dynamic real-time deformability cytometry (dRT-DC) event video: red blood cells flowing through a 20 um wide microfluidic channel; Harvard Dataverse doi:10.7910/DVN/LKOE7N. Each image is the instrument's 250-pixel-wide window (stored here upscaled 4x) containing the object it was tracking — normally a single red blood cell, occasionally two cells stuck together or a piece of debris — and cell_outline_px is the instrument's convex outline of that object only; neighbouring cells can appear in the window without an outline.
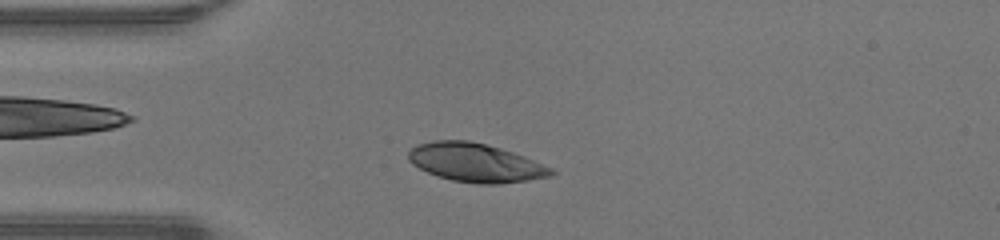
{"species": "human", "species_latin": "Homo sapiens", "temperature_condition": "warm", "stored_images_in_passage": 37, "camera_frame_rate_fps": 3000, "um_per_image_px": 0.085, "donor": {"sex": "male"}, "frame": {"image": 1, "passage_image": 6, "time_ms": 1.667, "image_size_px": [1000, 240], "cell_outline_px": [[556, 172], [552, 176], [528, 180], [500, 184], [476, 184], [452, 180], [436, 176], [412, 164], [408, 160], [408, 152], [416, 144], [432, 140], [468, 140], [500, 148], [524, 156], [552, 168]], "centroid_in_image_um": [40.4, 13.83], "position_along_channel_um": 44.6, "area_um2": 32.19}}
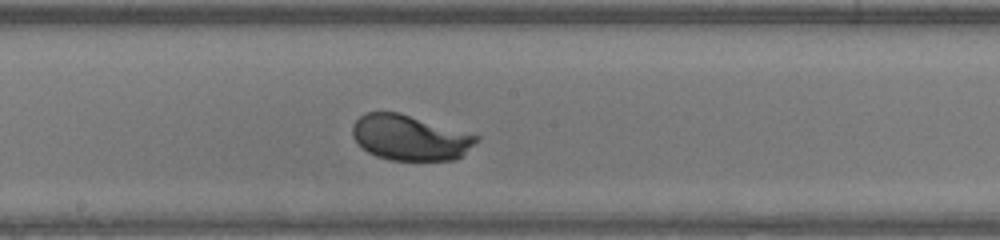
{"frame": {"image": 2, "passage_image": 19, "time_ms": 6.0, "image_size_px": [1000, 240], "cell_outline_px": [[480, 140], [456, 160], [388, 160], [376, 156], [368, 152], [352, 136], [352, 124], [364, 112], [400, 112], [480, 136]], "centroid_in_image_um": [34.85, 11.69], "position_along_channel_um": 213.4, "area_um2": 32.83}}
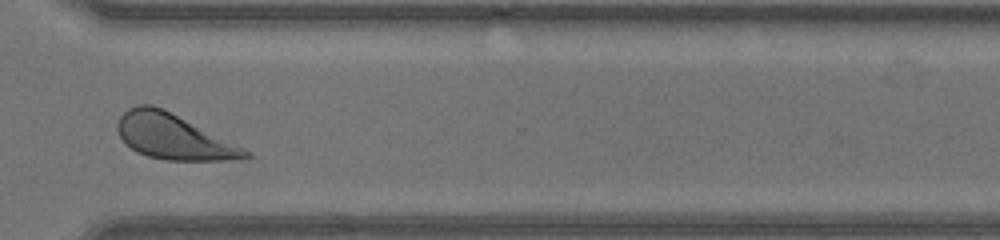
{"frame": {"image": 3, "passage_image": 29, "time_ms": 9.333, "image_size_px": [1000, 240], "cell_outline_px": [[252, 156], [228, 160], [164, 160], [148, 156], [136, 152], [124, 144], [116, 128], [116, 124], [120, 116], [128, 108], [136, 104], [152, 104], [164, 108], [236, 140], [252, 152]], "centroid_in_image_um": [14.83, 11.59], "position_along_channel_um": 355.8, "area_um2": 35.03}, "authors_computed_cell_mechanics": {"area_um2": 33.0616, "velocity_mm_per_s": 4.279, "shape_relaxation_time_tau1_ms": 1.2829, "shape_relaxation_time_tau2_ms": null, "deformation_change_tau1": 0.1278, "deformation_change_tau2": null}}